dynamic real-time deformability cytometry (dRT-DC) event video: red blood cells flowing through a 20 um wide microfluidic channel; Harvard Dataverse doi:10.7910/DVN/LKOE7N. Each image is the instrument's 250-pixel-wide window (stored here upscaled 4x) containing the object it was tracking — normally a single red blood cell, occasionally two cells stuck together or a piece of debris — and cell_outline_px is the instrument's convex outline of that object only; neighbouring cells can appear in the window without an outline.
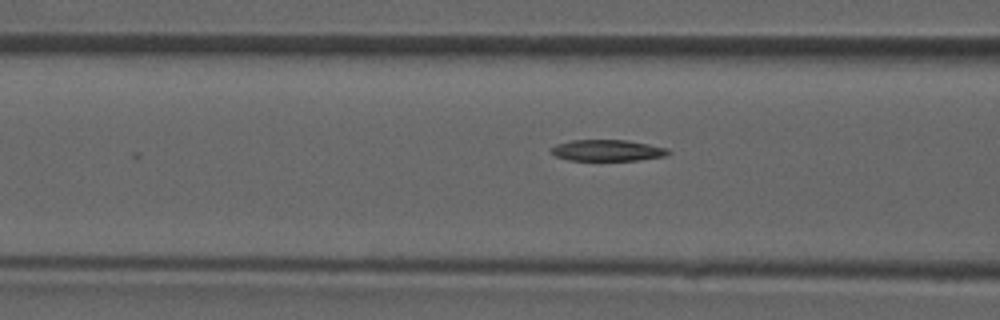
{"species": "common noctule bat (a hibernating species)", "species_latin": "Nyctalus noctula", "temperature_condition": "room temperature", "stored_images_in_passage": 8, "camera_frame_rate_fps": 3000, "um_per_image_px": 0.085, "animal": {"sex": "male", "forearm_length_mm": 52.5}, "frame": {"image": 1, "passage_image": 7, "time_ms": 2.0, "image_size_px": [1000, 320], "cell_outline_px": [[672, 152], [664, 156], [636, 160], [568, 160], [556, 156], [552, 152], [552, 148], [556, 144], [572, 140], [628, 140], [668, 148]], "centroid_in_image_um": [51.65, 12.78], "position_along_channel_um": 114.9, "area_um2": 14.39}}